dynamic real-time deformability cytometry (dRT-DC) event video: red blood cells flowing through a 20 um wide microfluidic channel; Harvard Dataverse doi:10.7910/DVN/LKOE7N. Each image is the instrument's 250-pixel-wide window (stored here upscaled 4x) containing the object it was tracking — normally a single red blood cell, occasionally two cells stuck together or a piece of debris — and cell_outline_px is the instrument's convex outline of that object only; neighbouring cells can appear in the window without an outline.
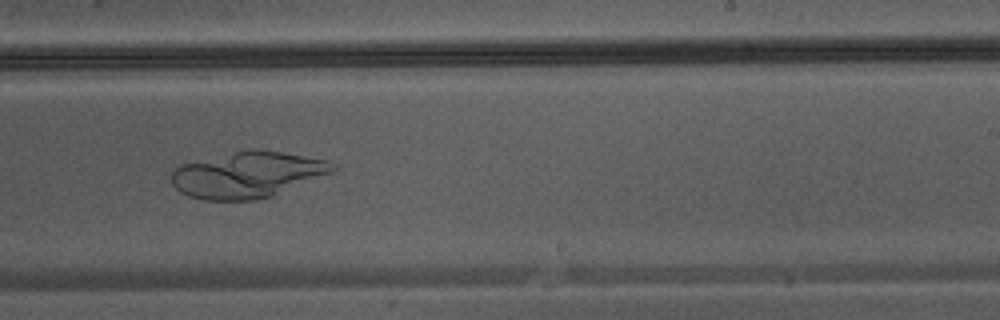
{"species": "Egyptian fruit bat (a non-hibernating species)", "species_latin": "Rousettus aegyptiacus", "temperature_condition": "warm", "stored_images_in_passage": 29, "camera_frame_rate_fps": 3000, "um_per_image_px": 0.085, "animal": {"sex": "male"}, "frame": {"image": 1, "passage_image": 17, "time_ms": 5.333, "image_size_px": [1000, 320], "cell_outline_px": [[340, 168], [336, 172], [272, 196], [256, 200], [204, 200], [188, 196], [180, 192], [172, 184], [168, 176], [180, 164], [248, 148], [256, 148], [328, 160], [336, 164]], "centroid_in_image_um": [21.07, 14.84], "position_along_channel_um": 267.9, "area_um2": 43.99}}